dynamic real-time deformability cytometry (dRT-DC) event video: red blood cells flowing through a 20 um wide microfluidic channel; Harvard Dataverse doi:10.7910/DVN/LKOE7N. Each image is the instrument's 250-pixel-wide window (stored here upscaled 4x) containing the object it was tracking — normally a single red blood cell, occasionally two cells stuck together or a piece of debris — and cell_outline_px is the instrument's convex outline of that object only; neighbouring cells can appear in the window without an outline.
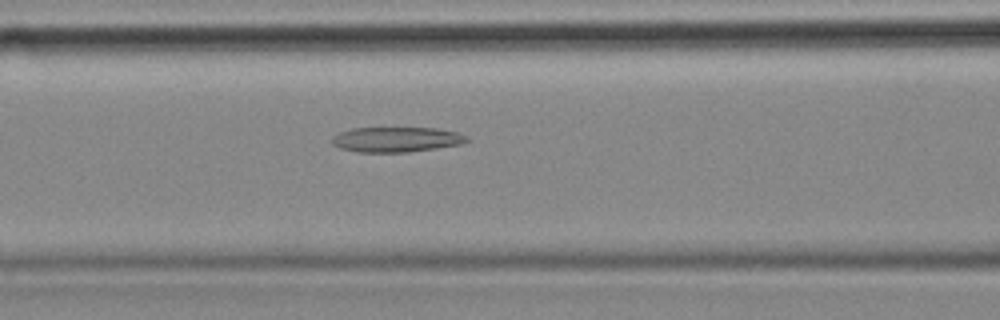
{"species": "common noctule bat (a hibernating species)", "species_latin": "Nyctalus noctula", "temperature_condition": "cold", "stored_images_in_passage": 39, "camera_frame_rate_fps": 3000, "um_per_image_px": 0.085, "animal": {"sex": "female", "body_mass_g": 18.4}, "frame": {"image": 1, "passage_image": 12, "time_ms": 3.667, "image_size_px": [1000, 320], "cell_outline_px": [[472, 140], [460, 144], [436, 148], [408, 152], [360, 152], [340, 148], [332, 144], [332, 136], [340, 132], [352, 128], [436, 128], [456, 132], [468, 136]], "centroid_in_image_um": [33.7, 11.85], "position_along_channel_um": 132.9, "area_um2": 19.71}}